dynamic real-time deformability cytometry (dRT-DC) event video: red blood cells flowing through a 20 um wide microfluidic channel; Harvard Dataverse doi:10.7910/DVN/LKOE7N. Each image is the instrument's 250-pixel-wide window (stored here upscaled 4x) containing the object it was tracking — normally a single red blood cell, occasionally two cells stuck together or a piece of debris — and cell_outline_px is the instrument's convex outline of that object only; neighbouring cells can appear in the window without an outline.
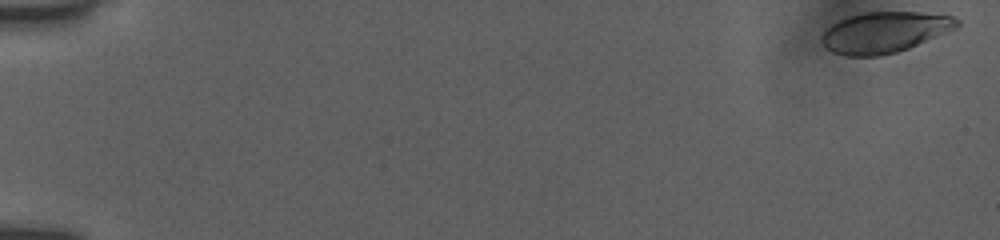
{"species": "human", "species_latin": "Homo sapiens", "temperature_condition": "room temperature", "stored_images_in_passage": 43, "camera_frame_rate_fps": 3000, "um_per_image_px": 0.085, "donor": {"sex": "female"}, "frame": {"image": 1, "passage_image": 1, "time_ms": 0.0, "image_size_px": [1000, 240], "cell_outline_px": [[960, 24], [956, 28], [908, 48], [896, 52], [880, 56], [844, 56], [832, 52], [820, 40], [820, 36], [832, 24], [848, 16], [864, 12], [920, 12], [952, 16], [960, 20]], "centroid_in_image_um": [75.17, 2.74], "position_along_channel_um": 9.8, "area_um2": 32.08}}
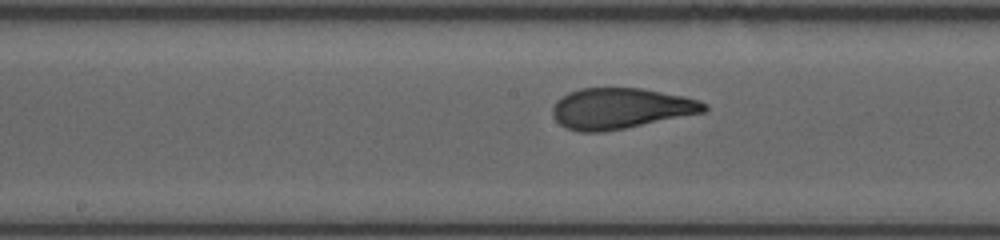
{"frame": {"image": 2, "passage_image": 19, "time_ms": 6.0, "image_size_px": [1000, 240], "cell_outline_px": [[708, 108], [704, 112], [624, 128], [600, 132], [580, 132], [568, 128], [560, 124], [552, 116], [552, 108], [556, 100], [568, 92], [580, 88], [640, 88], [684, 96], [700, 100], [708, 104]], "centroid_in_image_um": [52.73, 9.2], "position_along_channel_um": 195.5, "area_um2": 35.89}}
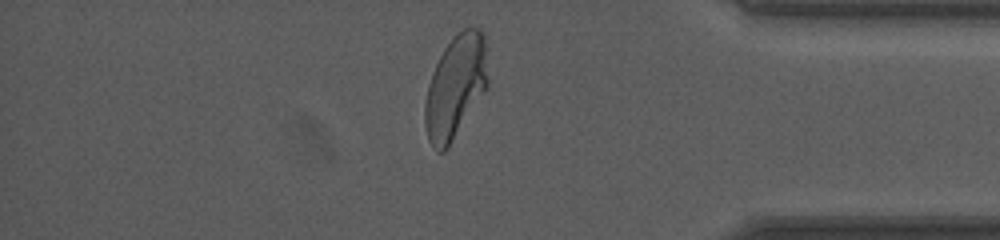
{"frame": {"image": 3, "passage_image": 36, "time_ms": 11.667, "image_size_px": [1000, 240], "cell_outline_px": [[488, 88], [448, 148], [444, 152], [436, 152], [432, 148], [428, 140], [424, 124], [424, 104], [428, 84], [432, 72], [444, 48], [452, 36], [456, 32], [464, 28], [480, 28], [484, 32], [488, 80]], "centroid_in_image_um": [38.71, 7.4], "position_along_channel_um": 396.5, "area_um2": 38.49}, "authors_computed_cell_mechanics": {"area_um2": 36.125, "velocity_mm_per_s": 3.904, "shape_relaxation_time_tau1_ms": 4.378, "shape_relaxation_time_tau2_ms": 0.6726, "deformation_change_tau1": 0.1838, "deformation_change_tau2": 0.0575}}